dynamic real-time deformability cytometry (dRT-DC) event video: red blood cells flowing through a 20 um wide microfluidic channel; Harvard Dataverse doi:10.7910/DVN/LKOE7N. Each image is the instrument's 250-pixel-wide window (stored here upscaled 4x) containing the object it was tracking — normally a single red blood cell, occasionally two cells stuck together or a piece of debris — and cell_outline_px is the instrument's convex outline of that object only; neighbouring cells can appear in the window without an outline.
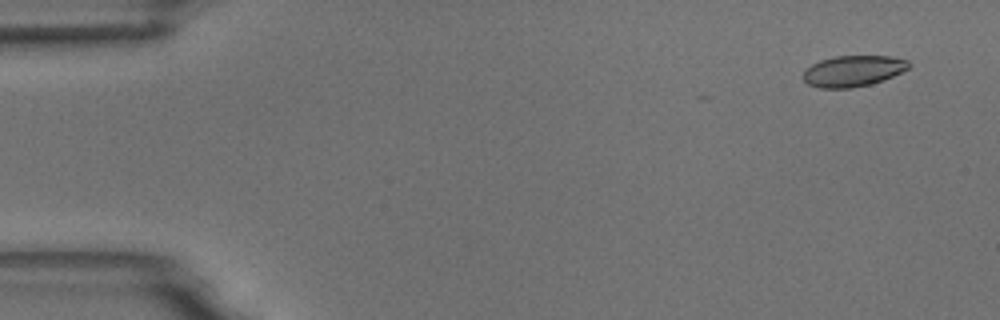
{"species": "common noctule bat (a hibernating species)", "species_latin": "Nyctalus noctula", "temperature_condition": "room temperature", "stored_images_in_passage": 5, "camera_frame_rate_fps": 3000, "um_per_image_px": 0.085, "animal": {"sex": "male", "body_mass_g": 18.8}, "frame": {"image": 1, "passage_image": 2, "time_ms": 1.0, "image_size_px": [1000, 320], "cell_outline_px": [[912, 64], [908, 68], [892, 76], [872, 84], [852, 88], [820, 88], [808, 84], [804, 80], [804, 72], [812, 64], [820, 60], [836, 56], [892, 56], [908, 60]], "centroid_in_image_um": [72.53, 6.03], "position_along_channel_um": 12.5, "area_um2": 19.02}}
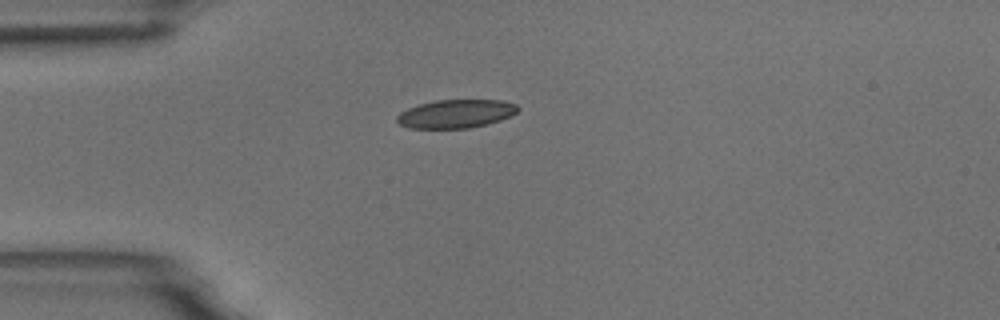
{"frame": {"image": 2, "passage_image": 5, "time_ms": 4.667, "image_size_px": [1000, 320], "cell_outline_px": [[520, 108], [516, 112], [500, 120], [488, 124], [468, 128], [408, 128], [400, 124], [396, 120], [396, 116], [400, 112], [408, 108], [420, 104], [436, 100], [500, 100], [516, 104]], "centroid_in_image_um": [38.73, 9.67], "position_along_channel_um": 46.3, "area_um2": 19.94}}